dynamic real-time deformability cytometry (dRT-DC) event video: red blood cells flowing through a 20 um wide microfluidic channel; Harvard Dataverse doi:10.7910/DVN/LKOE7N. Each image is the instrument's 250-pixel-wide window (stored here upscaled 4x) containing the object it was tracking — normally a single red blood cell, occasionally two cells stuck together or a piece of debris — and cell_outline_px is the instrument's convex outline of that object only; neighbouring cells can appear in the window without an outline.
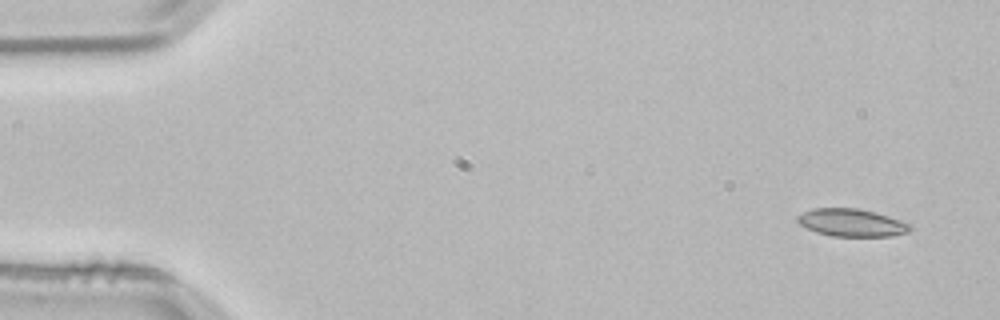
{"species": "common noctule bat (a hibernating species)", "species_latin": "Nyctalus noctula", "temperature_condition": "room temperature", "stored_images_in_passage": 52, "camera_frame_rate_fps": 3000, "um_per_image_px": 0.085, "animal": {"sex": "male", "body_mass_g": 21.5, "forearm_length_mm": 52.0}, "frame": {"image": 1, "passage_image": 2, "time_ms": 0.333, "image_size_px": [1000, 320], "cell_outline_px": [[912, 228], [908, 232], [892, 236], [832, 236], [816, 232], [800, 224], [796, 220], [796, 216], [812, 208], [856, 208], [876, 212], [912, 224]], "centroid_in_image_um": [72.4, 18.92], "position_along_channel_um": 12.6, "area_um2": 18.15}}
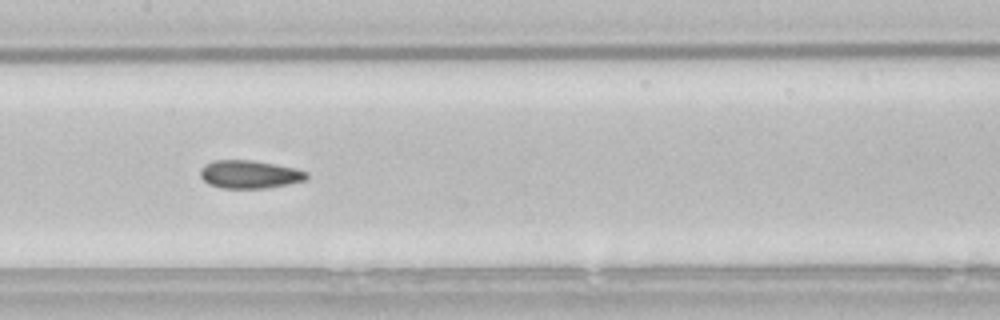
{"frame": {"image": 2, "passage_image": 25, "time_ms": 8.0, "image_size_px": [1000, 320], "cell_outline_px": [[308, 180], [268, 188], [220, 188], [208, 184], [200, 176], [200, 168], [204, 164], [212, 160], [252, 160], [296, 168], [308, 172]], "centroid_in_image_um": [21.21, 14.82], "position_along_channel_um": 186.2, "area_um2": 17.63}}
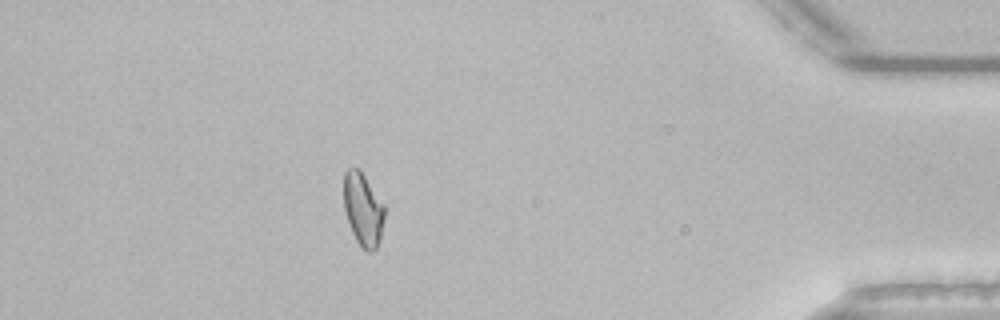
{"frame": {"image": 3, "passage_image": 46, "time_ms": 15.0, "image_size_px": [1000, 320], "cell_outline_px": [[384, 216], [380, 240], [376, 248], [372, 252], [368, 252], [356, 240], [352, 232], [344, 208], [344, 172], [348, 168], [356, 168], [364, 176], [384, 204]], "centroid_in_image_um": [30.86, 17.81], "position_along_channel_um": 404.3, "area_um2": 16.99}, "authors_computed_cell_mechanics": {"area_um2": 17.6001, "velocity_mm_per_s": 3.8177, "shape_relaxation_time_tau1_ms": null, "shape_relaxation_time_tau2_ms": 3.1874, "deformation_change_tau1": null, "deformation_change_tau2": 0.0789}}